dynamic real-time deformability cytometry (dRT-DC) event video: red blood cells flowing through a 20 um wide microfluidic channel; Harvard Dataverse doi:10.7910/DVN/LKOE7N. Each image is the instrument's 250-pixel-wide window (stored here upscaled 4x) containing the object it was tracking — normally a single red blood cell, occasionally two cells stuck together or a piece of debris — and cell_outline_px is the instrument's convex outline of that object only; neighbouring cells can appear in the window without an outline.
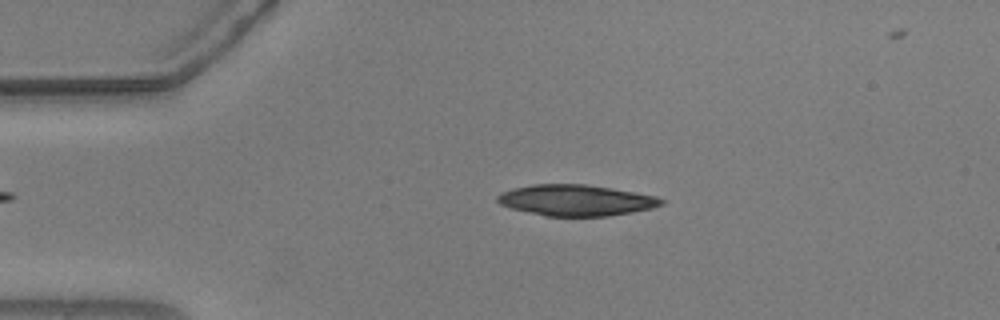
{"species": "common noctule bat (a hibernating species)", "species_latin": "Nyctalus noctula", "temperature_condition": "warm", "stored_images_in_passage": 53, "camera_frame_rate_fps": 3000, "um_per_image_px": 0.085, "animal": {"sex": "male", "body_mass_g": 20.5, "forearm_length_mm": 52.5}, "frame": {"image": 1, "passage_image": 11, "time_ms": 3.333, "image_size_px": [1000, 320], "cell_outline_px": [[664, 204], [652, 208], [632, 212], [608, 216], [544, 216], [512, 208], [500, 204], [496, 200], [496, 196], [500, 192], [512, 188], [532, 184], [584, 184], [612, 188], [636, 192], [656, 196], [664, 200]], "centroid_in_image_um": [48.94, 17.02], "position_along_channel_um": 36.1, "area_um2": 29.77}}
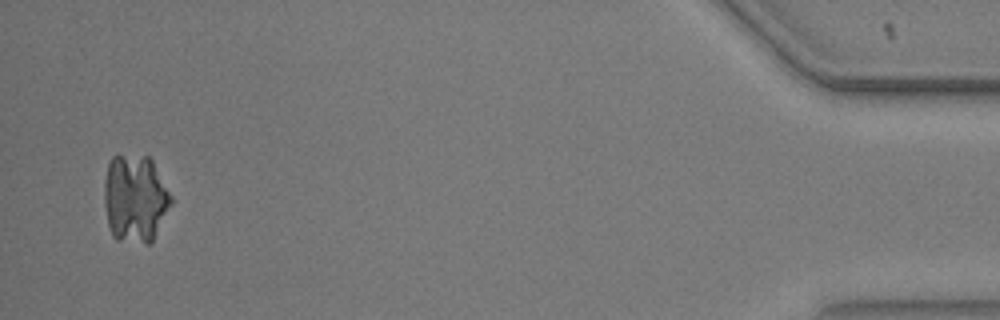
{"frame": {"image": 2, "passage_image": 52, "time_ms": 17.0, "image_size_px": [1000, 320], "cell_outline_px": [[172, 204], [152, 240], [148, 244], [116, 240], [112, 236], [108, 224], [104, 204], [104, 184], [108, 164], [112, 156], [148, 156], [152, 160], [172, 196]], "centroid_in_image_um": [11.48, 16.89], "position_along_channel_um": 423.7, "area_um2": 34.22}}